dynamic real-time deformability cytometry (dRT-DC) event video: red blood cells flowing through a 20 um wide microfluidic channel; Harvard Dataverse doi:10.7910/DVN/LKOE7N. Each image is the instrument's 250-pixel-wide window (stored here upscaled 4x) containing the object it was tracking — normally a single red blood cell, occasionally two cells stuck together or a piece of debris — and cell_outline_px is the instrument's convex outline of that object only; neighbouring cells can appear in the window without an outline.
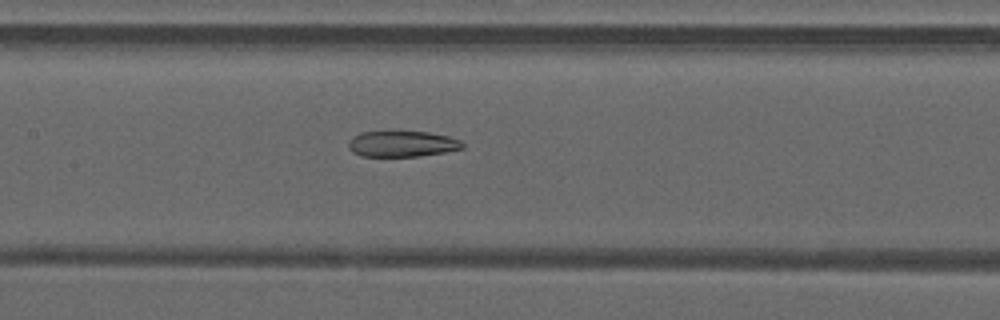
{"species": "common noctule bat (a hibernating species)", "species_latin": "Nyctalus noctula", "temperature_condition": "warm", "stored_images_in_passage": 40, "camera_frame_rate_fps": 3000, "um_per_image_px": 0.085, "animal": {"sex": "male", "forearm_length_mm": 52.5}, "frame": {"image": 1, "passage_image": 15, "time_ms": 4.667, "image_size_px": [1000, 320], "cell_outline_px": [[464, 148], [444, 152], [420, 156], [360, 156], [352, 152], [348, 148], [348, 140], [352, 136], [360, 132], [396, 128], [428, 132], [448, 136], [460, 140], [464, 144]], "centroid_in_image_um": [34.12, 12.17], "position_along_channel_um": 173.3, "area_um2": 18.21}}
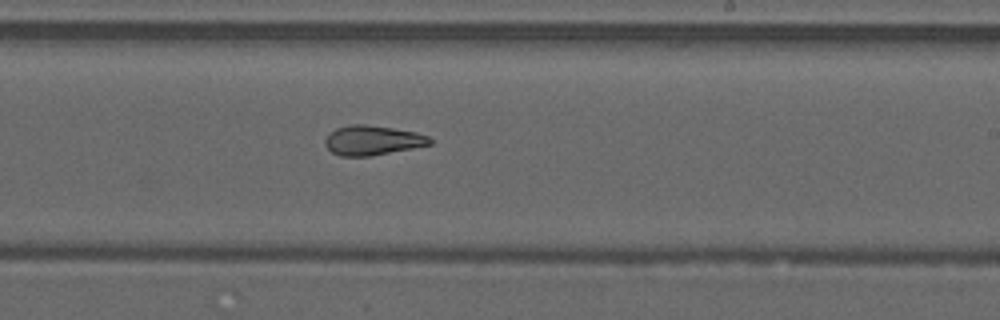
{"frame": {"image": 2, "passage_image": 21, "time_ms": 6.667, "image_size_px": [1000, 320], "cell_outline_px": [[432, 144], [412, 148], [368, 156], [340, 156], [332, 152], [324, 144], [324, 140], [328, 132], [336, 128], [348, 124], [364, 124], [392, 128], [416, 132], [428, 136], [432, 140]], "centroid_in_image_um": [31.61, 11.91], "position_along_channel_um": 257.4, "area_um2": 18.09}}
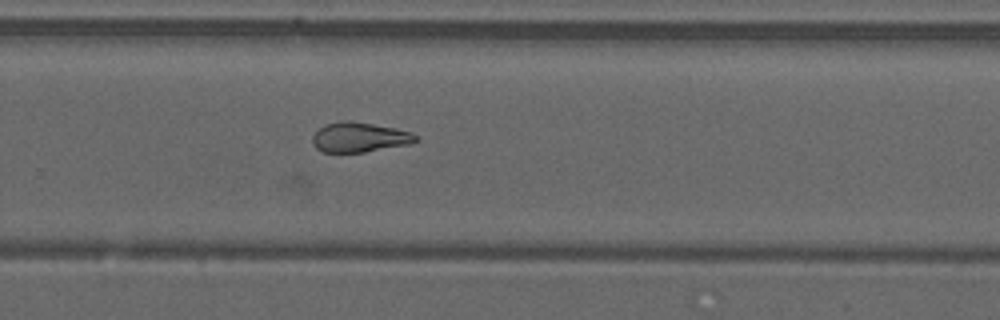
{"frame": {"image": 3, "passage_image": 24, "time_ms": 7.667, "image_size_px": [1000, 320], "cell_outline_px": [[420, 140], [412, 144], [364, 152], [320, 152], [312, 144], [312, 136], [324, 124], [344, 120], [348, 120], [396, 128], [412, 132]], "centroid_in_image_um": [30.56, 11.67], "position_along_channel_um": 299.2, "area_um2": 18.15}, "authors_computed_cell_mechanics": {"area_um2": 19.1029, "velocity_mm_per_s": 4.2246, "shape_relaxation_time_tau1_ms": null, "shape_relaxation_time_tau2_ms": 5.0471, "deformation_change_tau1": null, "deformation_change_tau2": 0.1495}}